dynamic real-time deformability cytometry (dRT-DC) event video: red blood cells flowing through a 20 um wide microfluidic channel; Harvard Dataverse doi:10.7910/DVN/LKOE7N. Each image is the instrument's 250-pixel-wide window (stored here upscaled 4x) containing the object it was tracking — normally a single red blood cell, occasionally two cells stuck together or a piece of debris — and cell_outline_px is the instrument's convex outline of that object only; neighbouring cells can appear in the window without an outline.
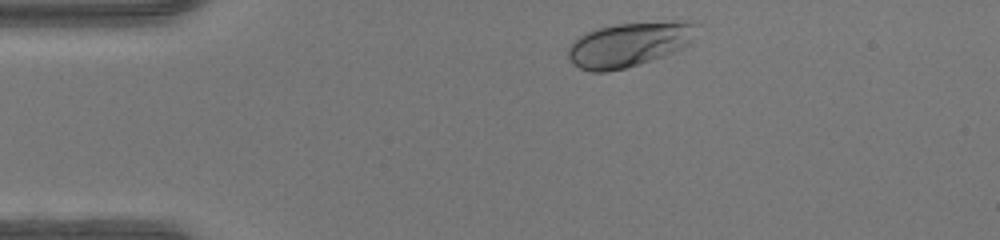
{"species": "human", "species_latin": "Homo sapiens", "temperature_condition": "warm", "stored_images_in_passage": 33, "camera_frame_rate_fps": 3000, "um_per_image_px": 0.085, "donor": {"sex": "female"}, "frame": {"image": 1, "passage_image": 2, "time_ms": 0.333, "image_size_px": [1000, 240], "cell_outline_px": [[692, 40], [684, 48], [664, 56], [640, 64], [608, 72], [592, 72], [580, 68], [568, 56], [568, 48], [572, 40], [596, 28], [616, 24], [672, 20], [692, 20]], "centroid_in_image_um": [53.45, 3.77], "position_along_channel_um": 31.5, "area_um2": 33.23}}
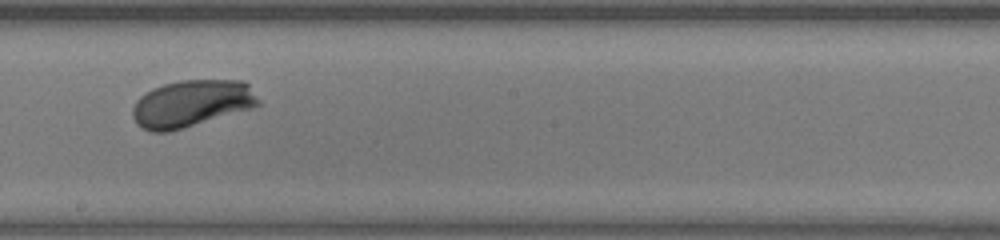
{"frame": {"image": 2, "passage_image": 20, "time_ms": 6.333, "image_size_px": [1000, 240], "cell_outline_px": [[260, 104], [252, 108], [184, 128], [168, 132], [152, 132], [136, 124], [132, 116], [132, 108], [136, 100], [140, 96], [152, 88], [164, 84], [180, 80], [244, 80], [248, 84], [260, 100]], "centroid_in_image_um": [16.27, 8.8], "position_along_channel_um": 231.9, "area_um2": 34.56}}
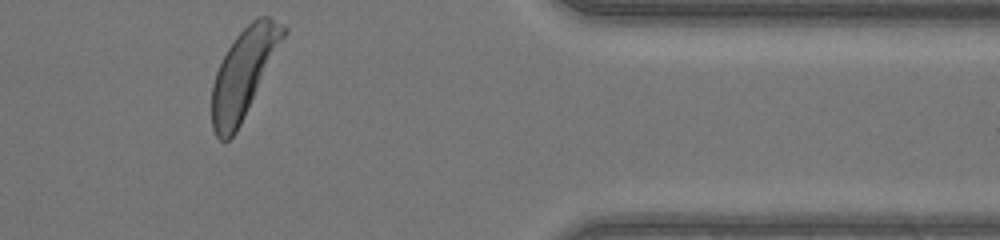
{"frame": {"image": 3, "passage_image": 33, "time_ms": 10.667, "image_size_px": [1000, 240], "cell_outline_px": [[288, 28], [236, 132], [228, 140], [220, 140], [216, 136], [212, 128], [212, 84], [216, 72], [228, 48], [236, 36], [256, 16], [268, 16], [284, 24]], "centroid_in_image_um": [20.68, 6.2], "position_along_channel_um": 390.7, "area_um2": 35.72}, "authors_computed_cell_mechanics": {"area_um2": 33.4662, "velocity_mm_per_s": 4.2412, "shape_relaxation_time_tau1_ms": 1.4403, "shape_relaxation_time_tau2_ms": null, "deformation_change_tau1": 0.1161, "deformation_change_tau2": null}}